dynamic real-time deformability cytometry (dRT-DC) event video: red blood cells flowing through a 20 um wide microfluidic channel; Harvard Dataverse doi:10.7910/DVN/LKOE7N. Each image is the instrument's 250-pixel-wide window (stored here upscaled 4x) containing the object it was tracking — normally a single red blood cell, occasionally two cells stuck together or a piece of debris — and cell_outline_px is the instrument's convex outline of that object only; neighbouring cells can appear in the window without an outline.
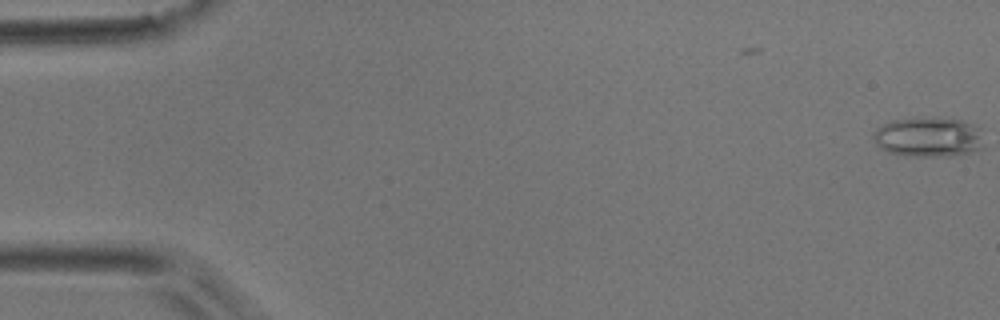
{"species": "common noctule bat (a hibernating species)", "species_latin": "Nyctalus noctula", "temperature_condition": "room temperature", "stored_images_in_passage": 53, "camera_frame_rate_fps": 3000, "um_per_image_px": 0.085, "animal": {"sex": "male", "body_mass_g": 17.9}, "frame": {"image": 1, "passage_image": 1, "time_ms": 0.0, "image_size_px": [1000, 320], "cell_outline_px": [[980, 148], [968, 152], [952, 156], [904, 156], [888, 152], [880, 148], [876, 144], [872, 136], [872, 132], [876, 128], [892, 120], [960, 120], [972, 124], [980, 128]], "centroid_in_image_um": [78.84, 11.7], "position_along_channel_um": 6.2, "area_um2": 24.74}}
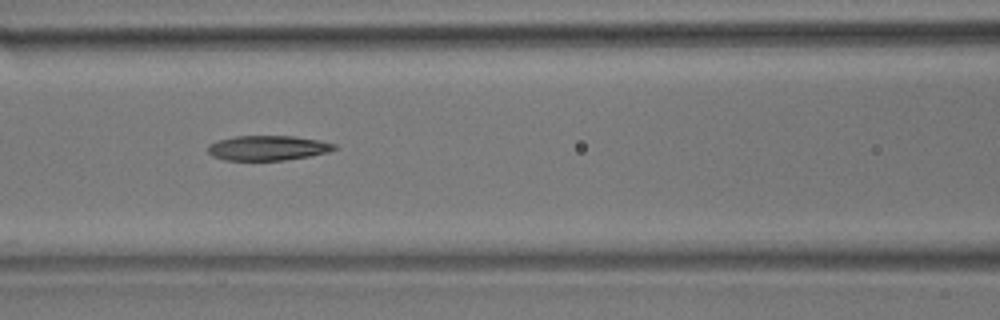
{"frame": {"image": 2, "passage_image": 23, "time_ms": 7.333, "image_size_px": [1000, 320], "cell_outline_px": [[340, 148], [328, 152], [308, 156], [284, 160], [224, 160], [212, 156], [208, 152], [208, 144], [216, 140], [236, 136], [296, 136], [320, 140], [336, 144]], "centroid_in_image_um": [22.77, 12.57], "position_along_channel_um": 143.8, "area_um2": 18.5}}
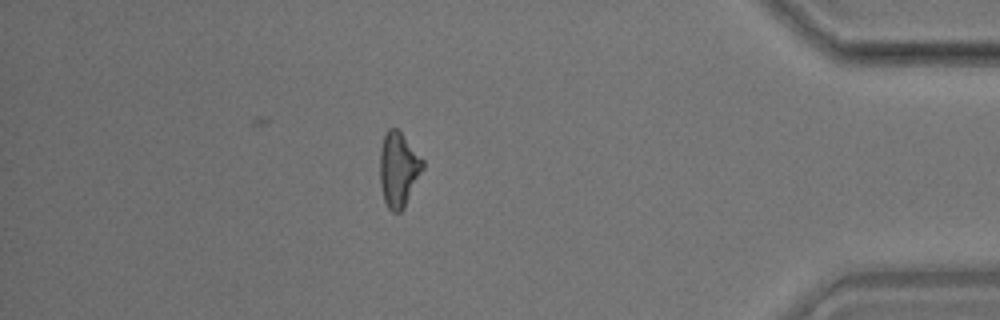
{"frame": {"image": 3, "passage_image": 46, "time_ms": 15.0, "image_size_px": [1000, 320], "cell_outline_px": [[424, 168], [404, 208], [400, 212], [392, 212], [388, 208], [384, 200], [380, 184], [380, 148], [384, 136], [388, 128], [396, 128], [400, 132], [424, 160]], "centroid_in_image_um": [33.87, 14.41], "position_along_channel_um": 401.3, "area_um2": 18.61}, "authors_computed_cell_mechanics": {"area_um2": 19.1318, "velocity_mm_per_s": 3.8768, "shape_relaxation_time_tau1_ms": 7.3294, "shape_relaxation_time_tau2_ms": 9.975, "deformation_change_tau1": 0.1818, "deformation_change_tau2": 0.2524}}